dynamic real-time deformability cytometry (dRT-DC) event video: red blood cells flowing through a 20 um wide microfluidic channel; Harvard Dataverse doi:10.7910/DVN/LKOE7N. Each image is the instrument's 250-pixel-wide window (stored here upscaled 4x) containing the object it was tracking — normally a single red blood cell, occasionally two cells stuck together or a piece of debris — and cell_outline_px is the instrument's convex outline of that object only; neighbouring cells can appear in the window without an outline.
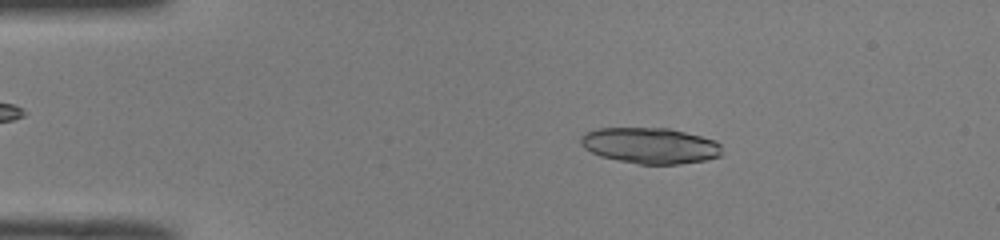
{"species": "common noctule bat (a hibernating species)", "species_latin": "Nyctalus noctula", "temperature_condition": "room temperature", "stored_images_in_passage": 50, "camera_frame_rate_fps": 3000, "um_per_image_px": 0.085, "animal": {"sex": "male", "body_mass_g": 19.0, "forearm_length_mm": 50.8}, "frame": {"image": 1, "passage_image": 9, "time_ms": 2.667, "image_size_px": [1000, 240], "cell_outline_px": [[720, 156], [704, 160], [680, 164], [640, 164], [600, 156], [584, 148], [580, 144], [580, 136], [584, 132], [596, 128], [668, 128], [716, 140], [720, 144]], "centroid_in_image_um": [55.22, 12.36], "position_along_channel_um": 29.8, "area_um2": 29.48}}